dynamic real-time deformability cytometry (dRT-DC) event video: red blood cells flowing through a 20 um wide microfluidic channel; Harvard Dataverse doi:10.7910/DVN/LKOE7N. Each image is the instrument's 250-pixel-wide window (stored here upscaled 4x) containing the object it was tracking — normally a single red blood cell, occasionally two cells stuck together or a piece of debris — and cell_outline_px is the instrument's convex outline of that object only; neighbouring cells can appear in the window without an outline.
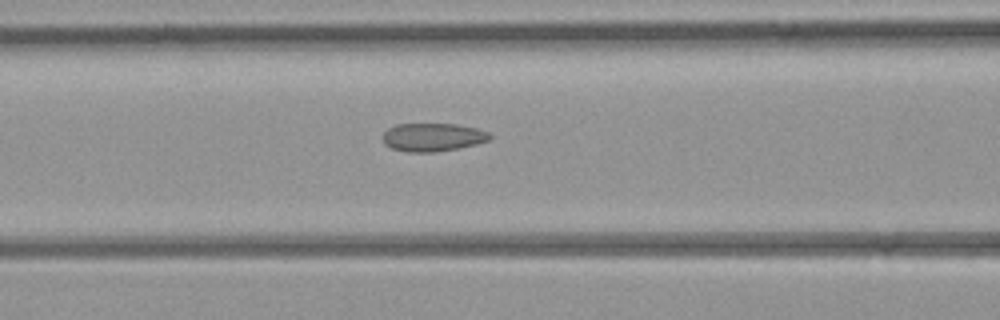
{"species": "common noctule bat (a hibernating species)", "species_latin": "Nyctalus noctula", "temperature_condition": "room temperature", "stored_images_in_passage": 6, "camera_frame_rate_fps": 3000, "um_per_image_px": 0.085, "animal": {"sex": "female", "body_mass_g": 21.9}, "frame": {"image": 1, "passage_image": 6, "time_ms": 6.0, "image_size_px": [1000, 320], "cell_outline_px": [[492, 136], [488, 140], [476, 144], [436, 152], [408, 152], [392, 148], [384, 144], [380, 136], [388, 128], [396, 124], [456, 124], [476, 128], [488, 132]], "centroid_in_image_um": [36.73, 11.66], "position_along_channel_um": 129.9, "area_um2": 17.63}}